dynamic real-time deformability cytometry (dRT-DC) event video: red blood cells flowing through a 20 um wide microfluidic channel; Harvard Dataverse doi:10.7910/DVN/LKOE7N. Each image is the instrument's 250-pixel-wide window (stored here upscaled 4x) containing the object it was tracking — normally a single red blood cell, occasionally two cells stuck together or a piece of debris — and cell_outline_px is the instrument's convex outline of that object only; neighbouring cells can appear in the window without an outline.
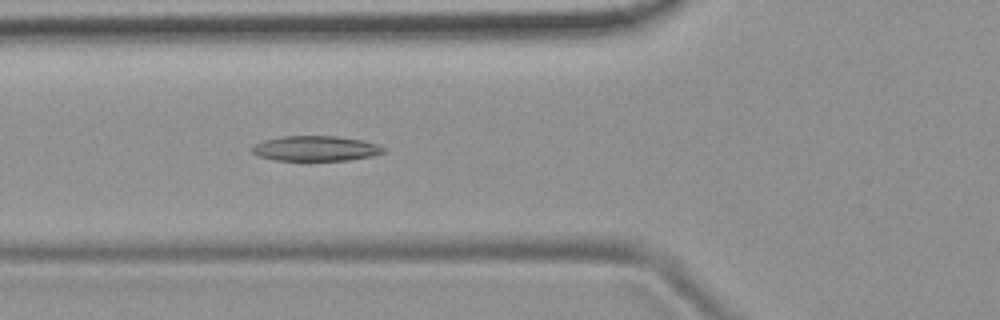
{"species": "common noctule bat (a hibernating species)", "species_latin": "Nyctalus noctula", "temperature_condition": "room temperature", "stored_images_in_passage": 47, "camera_frame_rate_fps": 3000, "um_per_image_px": 0.085, "animal": {"sex": "female", "body_mass_g": 19.9}, "frame": {"image": 1, "passage_image": 14, "time_ms": 4.333, "image_size_px": [1000, 320], "cell_outline_px": [[384, 152], [372, 156], [348, 160], [276, 160], [256, 156], [252, 152], [252, 148], [256, 144], [264, 140], [284, 136], [336, 136], [360, 140], [376, 144], [384, 148]], "centroid_in_image_um": [26.8, 12.62], "position_along_channel_um": 99.0, "area_um2": 19.02}}
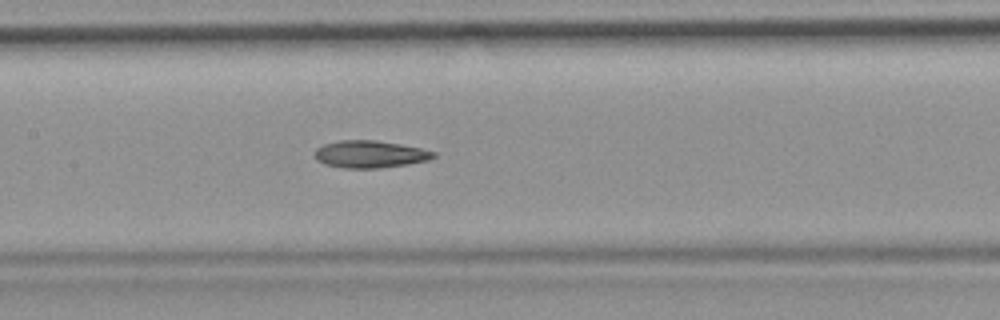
{"frame": {"image": 2, "passage_image": 20, "time_ms": 6.333, "image_size_px": [1000, 320], "cell_outline_px": [[436, 156], [428, 160], [408, 164], [380, 168], [344, 168], [324, 164], [316, 160], [316, 148], [324, 144], [340, 140], [376, 140], [400, 144], [420, 148], [436, 152]], "centroid_in_image_um": [31.45, 13.11], "position_along_channel_um": 175.9, "area_um2": 18.84}}
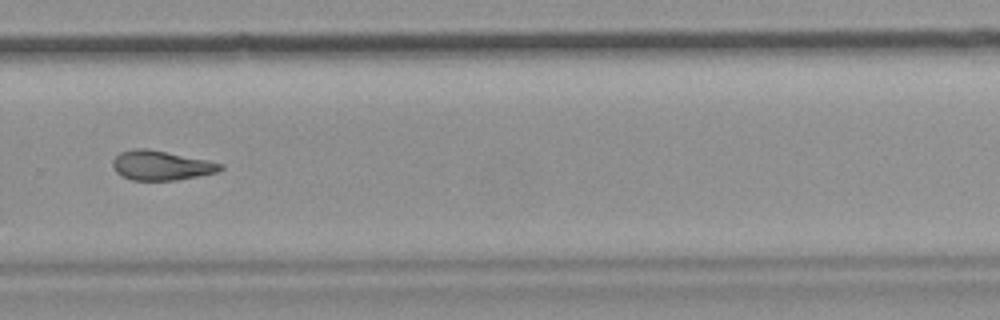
{"frame": {"image": 3, "passage_image": 31, "time_ms": 10.0, "image_size_px": [1000, 320], "cell_outline_px": [[224, 168], [216, 172], [176, 180], [132, 180], [116, 172], [112, 164], [112, 160], [120, 152], [136, 148], [148, 148], [208, 160], [224, 164]], "centroid_in_image_um": [13.7, 14.05], "position_along_channel_um": 316.1, "area_um2": 18.44}, "authors_computed_cell_mechanics": {"area_um2": 18.9584, "velocity_mm_per_s": 3.8342, "shape_relaxation_time_tau1_ms": null, "shape_relaxation_time_tau2_ms": 5.0621, "deformation_change_tau1": null, "deformation_change_tau2": 0.1333}}